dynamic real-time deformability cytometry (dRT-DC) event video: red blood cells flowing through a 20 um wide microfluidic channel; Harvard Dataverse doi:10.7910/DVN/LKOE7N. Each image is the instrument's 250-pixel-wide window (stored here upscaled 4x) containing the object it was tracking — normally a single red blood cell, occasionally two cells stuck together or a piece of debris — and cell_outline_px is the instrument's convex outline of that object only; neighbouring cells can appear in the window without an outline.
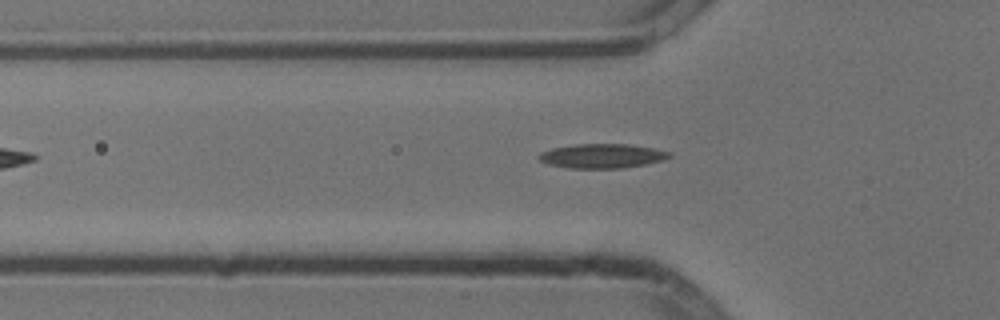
{"species": "common noctule bat (a hibernating species)", "species_latin": "Nyctalus noctula", "temperature_condition": "cold", "stored_images_in_passage": 40, "camera_frame_rate_fps": 3000, "um_per_image_px": 0.085, "animal": {"sex": "male", "body_mass_g": 13.3}, "frame": {"image": 1, "passage_image": 10, "time_ms": 3.0, "image_size_px": [1000, 320], "cell_outline_px": [[672, 156], [660, 160], [644, 164], [620, 168], [568, 168], [548, 164], [540, 160], [536, 156], [540, 152], [552, 148], [576, 144], [624, 144], [652, 148], [668, 152]], "centroid_in_image_um": [51.09, 13.25], "position_along_channel_um": 74.7, "area_um2": 18.21}}
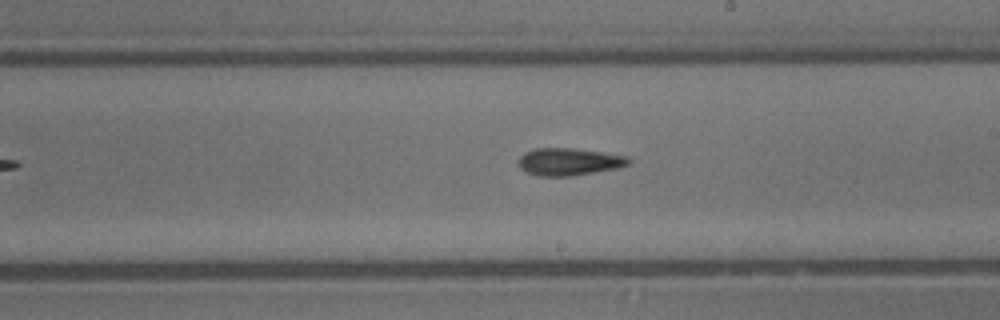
{"frame": {"image": 2, "passage_image": 23, "time_ms": 7.333, "image_size_px": [1000, 320], "cell_outline_px": [[632, 160], [628, 164], [616, 168], [572, 176], [540, 176], [528, 172], [520, 168], [520, 156], [524, 152], [536, 148], [572, 148], [600, 152], [624, 156]], "centroid_in_image_um": [48.34, 13.74], "position_along_channel_um": 240.7, "area_um2": 17.22}}
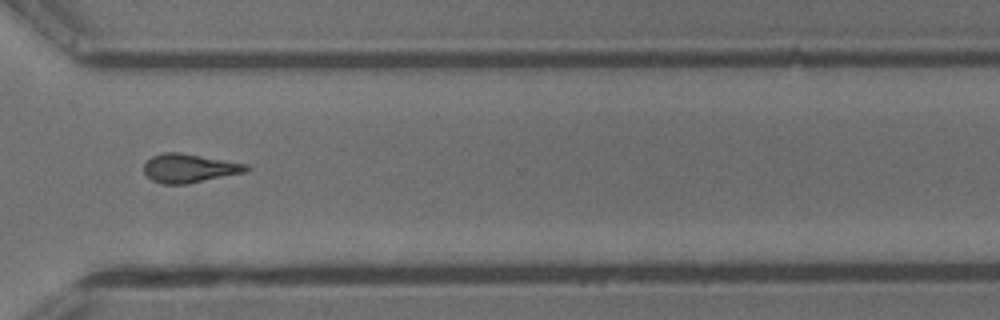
{"frame": {"image": 3, "passage_image": 32, "time_ms": 10.333, "image_size_px": [1000, 320], "cell_outline_px": [[248, 168], [244, 172], [184, 184], [164, 184], [152, 180], [144, 172], [144, 164], [152, 156], [164, 152], [180, 152], [248, 164]], "centroid_in_image_um": [16.05, 14.28], "position_along_channel_um": 354.5, "area_um2": 16.82}, "authors_computed_cell_mechanics": {"area_um2": 16.7909, "velocity_mm_per_s": 3.8033, "shape_relaxation_time_tau1_ms": null, "shape_relaxation_time_tau2_ms": 7.0141, "deformation_change_tau1": null, "deformation_change_tau2": 0.195}}